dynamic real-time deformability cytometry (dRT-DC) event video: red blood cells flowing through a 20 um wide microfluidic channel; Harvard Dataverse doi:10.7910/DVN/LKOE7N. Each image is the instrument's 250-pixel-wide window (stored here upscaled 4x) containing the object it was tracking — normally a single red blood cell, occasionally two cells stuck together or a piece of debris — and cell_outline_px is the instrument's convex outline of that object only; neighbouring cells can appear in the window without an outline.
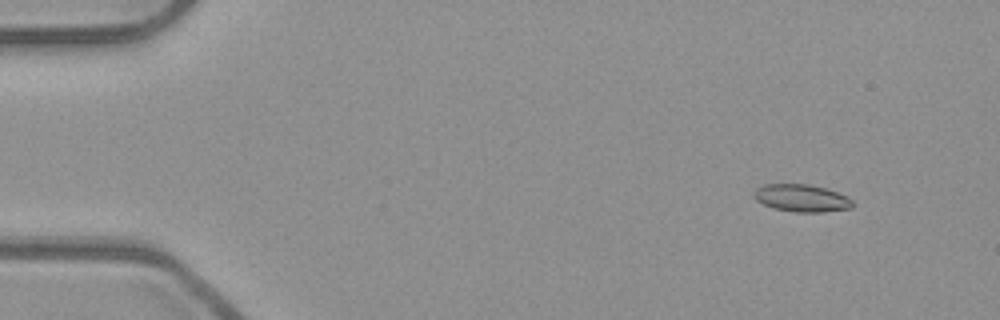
{"species": "common noctule bat (a hibernating species)", "species_latin": "Nyctalus noctula", "temperature_condition": "room temperature", "stored_images_in_passage": 54, "camera_frame_rate_fps": 3000, "um_per_image_px": 0.085, "animal": {"sex": "male", "body_mass_g": 23.1, "forearm_length_mm": 52.7}, "frame": {"image": 1, "passage_image": 6, "time_ms": 1.667, "image_size_px": [1000, 320], "cell_outline_px": [[856, 204], [852, 208], [824, 212], [796, 212], [776, 208], [764, 204], [756, 200], [752, 196], [752, 192], [756, 188], [764, 184], [808, 184], [824, 188], [848, 196]], "centroid_in_image_um": [68.15, 16.83], "position_along_channel_um": 16.9, "area_um2": 15.84}}
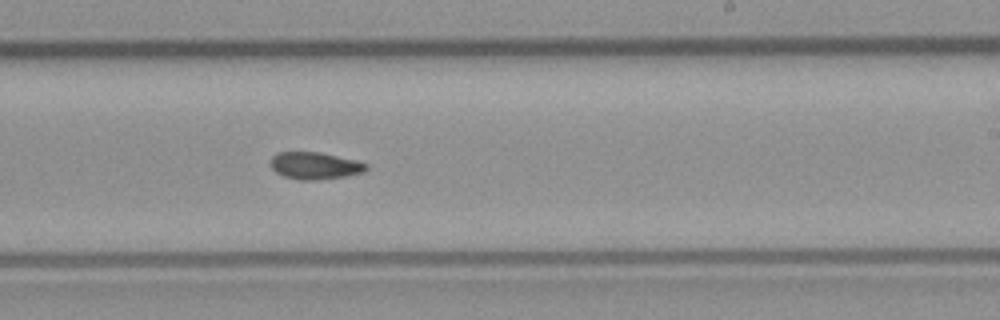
{"frame": {"image": 2, "passage_image": 33, "time_ms": 10.667, "image_size_px": [1000, 320], "cell_outline_px": [[368, 168], [364, 172], [344, 176], [312, 180], [300, 180], [284, 176], [276, 172], [272, 168], [272, 156], [276, 152], [320, 152], [356, 160], [368, 164]], "centroid_in_image_um": [26.78, 14.07], "position_along_channel_um": 262.2, "area_um2": 14.97}}
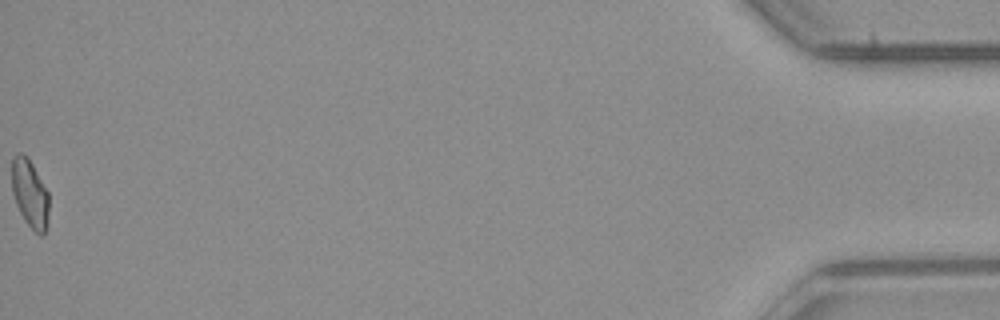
{"frame": {"image": 3, "passage_image": 54, "time_ms": 17.667, "image_size_px": [1000, 320], "cell_outline_px": [[48, 224], [44, 236], [40, 236], [24, 220], [16, 204], [12, 192], [12, 156], [20, 152], [28, 156], [48, 192]], "centroid_in_image_um": [2.54, 16.45], "position_along_channel_um": 432.7, "area_um2": 14.85}, "authors_computed_cell_mechanics": {"area_um2": 15.3748, "velocity_mm_per_s": 3.9435, "shape_relaxation_time_tau1_ms": null, "shape_relaxation_time_tau2_ms": 6.6433, "deformation_change_tau1": null, "deformation_change_tau2": 0.0952}}